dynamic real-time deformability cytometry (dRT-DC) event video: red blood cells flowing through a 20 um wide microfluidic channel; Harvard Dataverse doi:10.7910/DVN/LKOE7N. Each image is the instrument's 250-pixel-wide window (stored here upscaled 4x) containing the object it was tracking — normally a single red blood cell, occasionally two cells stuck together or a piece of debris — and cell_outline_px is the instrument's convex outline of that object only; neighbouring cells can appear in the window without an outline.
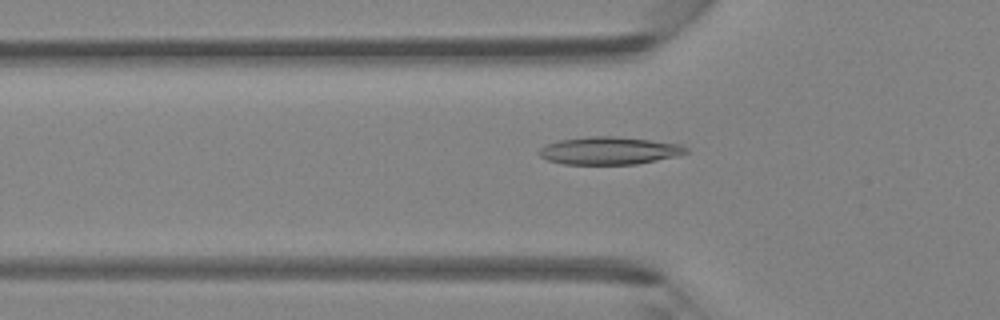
{"species": "Egyptian fruit bat (a non-hibernating species)", "species_latin": "Rousettus aegyptiacus", "temperature_condition": "room temperature", "stored_images_in_passage": 45, "camera_frame_rate_fps": 3000, "um_per_image_px": 0.085, "animal": {"sex": "female"}, "frame": {"image": 1, "passage_image": 15, "time_ms": 4.667, "image_size_px": [1000, 320], "cell_outline_px": [[688, 152], [676, 156], [636, 164], [564, 164], [548, 160], [540, 156], [536, 152], [540, 148], [548, 144], [560, 140], [588, 136], [612, 136], [648, 140], [680, 144], [688, 148]], "centroid_in_image_um": [51.76, 12.81], "position_along_channel_um": 74.0, "area_um2": 23.47}}
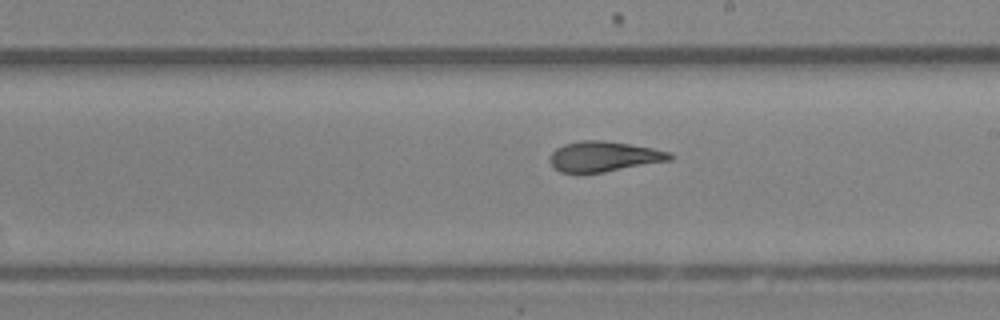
{"frame": {"image": 2, "passage_image": 26, "time_ms": 8.333, "image_size_px": [1000, 320], "cell_outline_px": [[672, 160], [604, 172], [560, 172], [552, 168], [548, 160], [552, 152], [556, 148], [564, 144], [580, 140], [604, 140], [652, 148], [668, 152], [672, 156]], "centroid_in_image_um": [51.27, 13.3], "position_along_channel_um": 237.7, "area_um2": 21.1}}
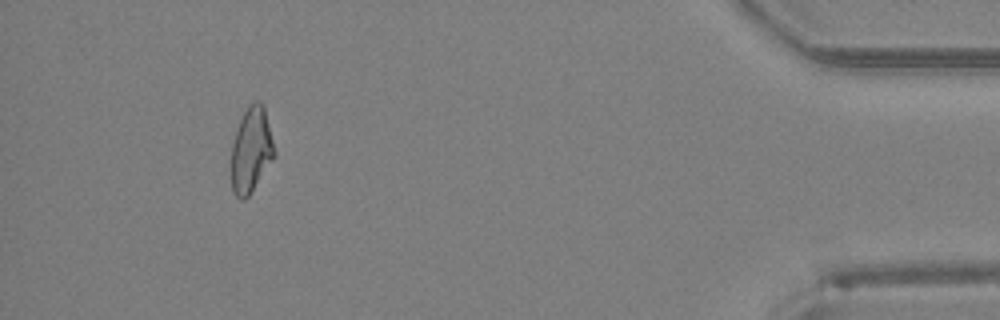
{"frame": {"image": 3, "passage_image": 42, "time_ms": 13.667, "image_size_px": [1000, 320], "cell_outline_px": [[276, 156], [248, 196], [244, 200], [240, 200], [236, 196], [232, 188], [232, 144], [236, 128], [248, 104], [256, 100], [260, 100], [264, 104], [276, 152]], "centroid_in_image_um": [21.37, 12.71], "position_along_channel_um": 413.8, "area_um2": 21.56}}